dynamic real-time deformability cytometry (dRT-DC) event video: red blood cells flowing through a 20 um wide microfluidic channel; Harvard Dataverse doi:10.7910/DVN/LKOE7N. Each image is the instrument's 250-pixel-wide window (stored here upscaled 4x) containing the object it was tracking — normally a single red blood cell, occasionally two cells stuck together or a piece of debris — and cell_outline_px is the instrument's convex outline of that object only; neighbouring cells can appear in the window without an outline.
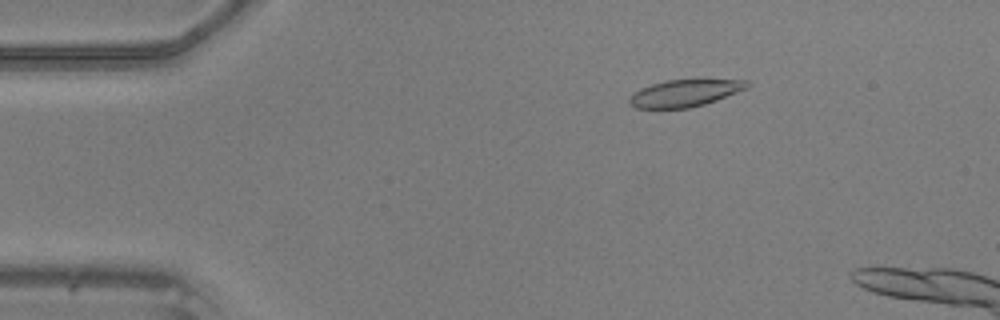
{"species": "common noctule bat (a hibernating species)", "species_latin": "Nyctalus noctula", "temperature_condition": "warm", "stored_images_in_passage": 45, "camera_frame_rate_fps": 3000, "um_per_image_px": 0.085, "animal": {"sex": "male", "body_mass_g": 20.5, "forearm_length_mm": 52.5}, "frame": {"image": 1, "passage_image": 8, "time_ms": 2.333, "image_size_px": [1000, 320], "cell_outline_px": [[752, 84], [748, 88], [716, 100], [704, 104], [688, 108], [636, 108], [628, 104], [628, 100], [640, 88], [652, 84], [668, 80], [704, 76], [748, 80]], "centroid_in_image_um": [58.34, 7.84], "position_along_channel_um": 26.7, "area_um2": 19.48}}
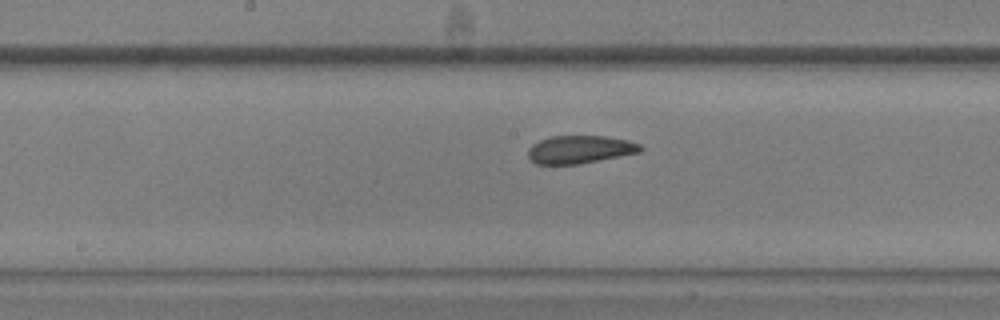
{"frame": {"image": 2, "passage_image": 25, "time_ms": 8.0, "image_size_px": [1000, 320], "cell_outline_px": [[644, 148], [640, 152], [580, 164], [536, 164], [528, 156], [528, 148], [532, 144], [540, 140], [552, 136], [604, 136], [628, 140], [640, 144]], "centroid_in_image_um": [49.29, 12.7], "position_along_channel_um": 198.9, "area_um2": 18.26}}
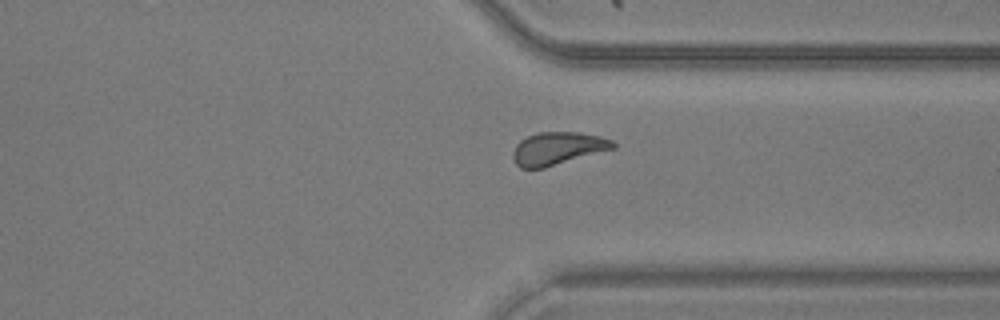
{"frame": {"image": 3, "passage_image": 37, "time_ms": 12.0, "image_size_px": [1000, 320], "cell_outline_px": [[616, 148], [544, 168], [520, 168], [516, 164], [512, 156], [512, 152], [516, 144], [520, 140], [528, 136], [540, 132], [580, 132], [600, 136], [612, 140], [616, 144]], "centroid_in_image_um": [47.41, 12.62], "position_along_channel_um": 364.0, "area_um2": 19.19}}